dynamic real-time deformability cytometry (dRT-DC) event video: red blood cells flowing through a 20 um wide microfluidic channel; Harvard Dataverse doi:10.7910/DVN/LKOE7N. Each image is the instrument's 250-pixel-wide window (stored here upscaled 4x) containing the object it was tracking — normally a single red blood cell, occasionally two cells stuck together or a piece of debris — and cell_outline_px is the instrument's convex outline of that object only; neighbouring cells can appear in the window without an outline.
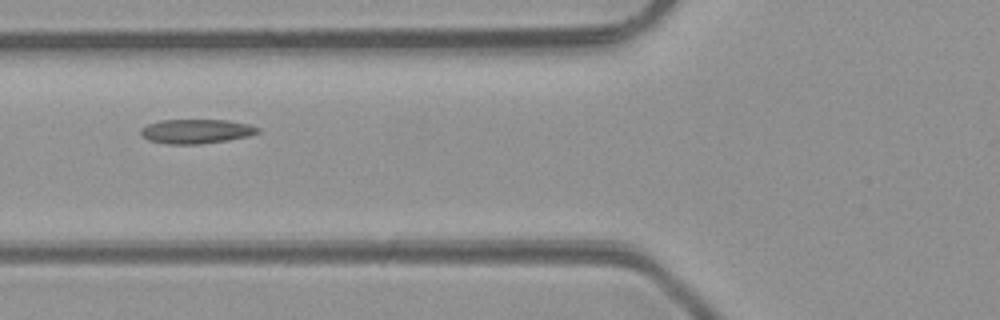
{"species": "common noctule bat (a hibernating species)", "species_latin": "Nyctalus noctula", "temperature_condition": "room temperature", "stored_images_in_passage": 2, "camera_frame_rate_fps": 3000, "um_per_image_px": 0.085, "animal": {"sex": "male", "body_mass_g": 23.1, "forearm_length_mm": 52.7}, "frame": {"image": 1, "passage_image": 2, "time_ms": 1.0, "image_size_px": [1000, 320], "cell_outline_px": [[260, 132], [248, 136], [228, 140], [200, 144], [168, 144], [148, 140], [140, 132], [140, 128], [148, 124], [160, 120], [228, 120], [248, 124], [260, 128]], "centroid_in_image_um": [16.68, 11.16], "position_along_channel_um": 109.1, "area_um2": 16.59}}